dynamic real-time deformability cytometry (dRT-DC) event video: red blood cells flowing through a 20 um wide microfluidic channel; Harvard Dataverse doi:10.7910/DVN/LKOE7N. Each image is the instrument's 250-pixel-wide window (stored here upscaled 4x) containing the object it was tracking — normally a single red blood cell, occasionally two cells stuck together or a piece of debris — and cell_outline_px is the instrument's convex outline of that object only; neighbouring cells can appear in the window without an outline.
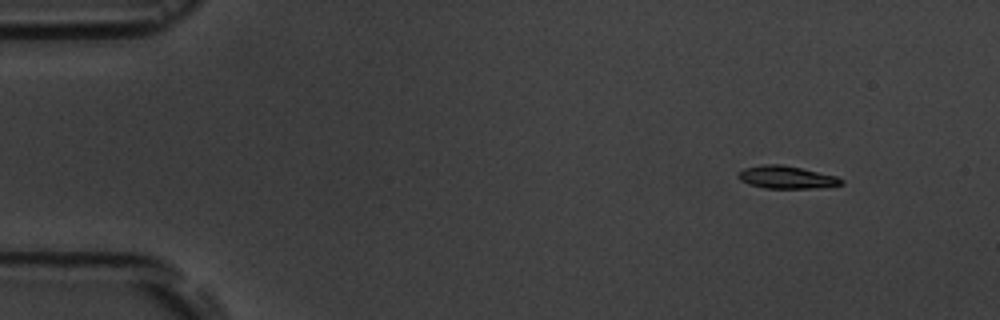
{"species": "common noctule bat (a hibernating species)", "species_latin": "Nyctalus noctula", "temperature_condition": "room temperature", "stored_images_in_passage": 5, "camera_frame_rate_fps": 3000, "um_per_image_px": 0.085, "animal": {"sex": "male", "body_mass_g": 19.5, "forearm_length_mm": 54.6}, "frame": {"image": 1, "passage_image": 2, "time_ms": 1.333, "image_size_px": [1000, 320], "cell_outline_px": [[844, 184], [832, 188], [764, 188], [748, 184], [740, 180], [736, 176], [736, 172], [744, 168], [764, 164], [784, 164], [836, 176], [844, 180]], "centroid_in_image_um": [66.87, 15.07], "position_along_channel_um": 18.1, "area_um2": 13.99}}
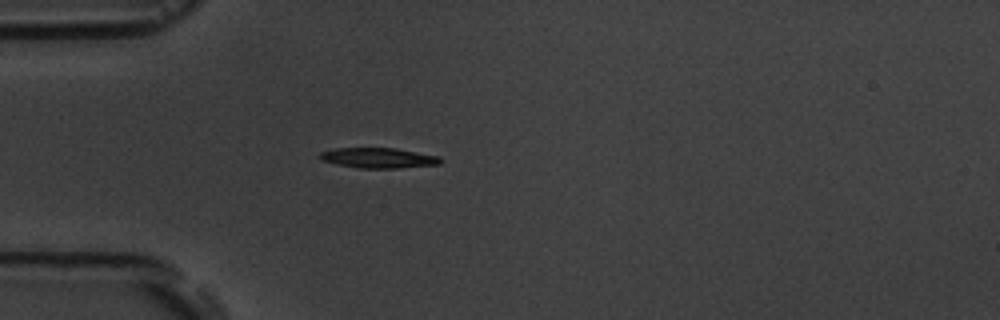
{"frame": {"image": 2, "passage_image": 5, "time_ms": 4.667, "image_size_px": [1000, 320], "cell_outline_px": [[444, 160], [440, 164], [400, 168], [356, 168], [336, 164], [320, 160], [316, 156], [320, 152], [332, 148], [396, 148], [440, 156]], "centroid_in_image_um": [32.14, 13.42], "position_along_channel_um": 52.9, "area_um2": 14.57}}